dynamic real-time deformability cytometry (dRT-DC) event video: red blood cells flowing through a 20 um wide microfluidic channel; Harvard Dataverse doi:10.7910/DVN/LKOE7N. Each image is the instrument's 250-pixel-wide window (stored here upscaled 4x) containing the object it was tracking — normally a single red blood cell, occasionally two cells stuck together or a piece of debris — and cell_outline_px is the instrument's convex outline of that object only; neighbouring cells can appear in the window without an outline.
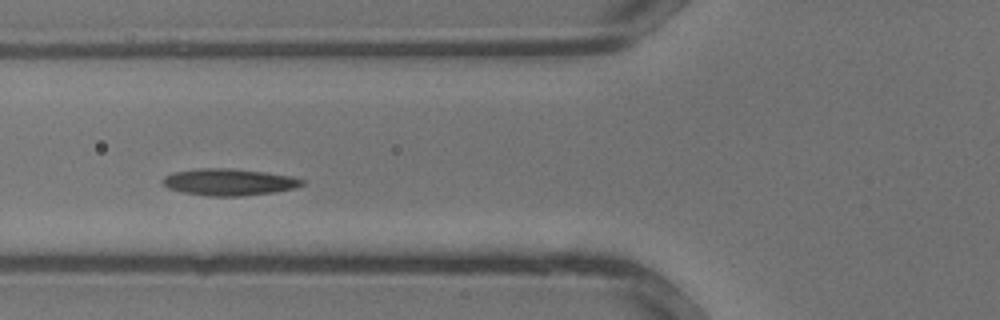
{"species": "common noctule bat (a hibernating species)", "species_latin": "Nyctalus noctula", "temperature_condition": "warm", "stored_images_in_passage": 26, "camera_frame_rate_fps": 3000, "um_per_image_px": 0.085, "animal": {"sex": "male", "body_mass_g": 13.3}, "frame": {"image": 1, "passage_image": 4, "time_ms": 1.0, "image_size_px": [1000, 320], "cell_outline_px": [[304, 184], [296, 188], [272, 192], [240, 196], [208, 196], [184, 192], [168, 188], [160, 180], [164, 176], [172, 172], [200, 168], [232, 168], [264, 172], [292, 176], [304, 180]], "centroid_in_image_um": [19.45, 15.46], "position_along_channel_um": 106.4, "area_um2": 21.73}}
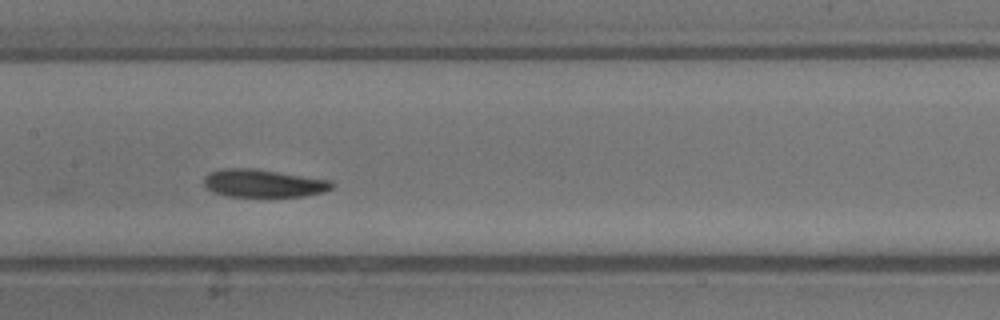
{"frame": {"image": 2, "passage_image": 8, "time_ms": 2.333, "image_size_px": [1000, 320], "cell_outline_px": [[332, 188], [324, 192], [304, 196], [228, 196], [212, 192], [204, 184], [204, 176], [208, 172], [224, 168], [256, 168], [332, 180]], "centroid_in_image_um": [22.38, 15.56], "position_along_channel_um": 185.0, "area_um2": 20.87}}